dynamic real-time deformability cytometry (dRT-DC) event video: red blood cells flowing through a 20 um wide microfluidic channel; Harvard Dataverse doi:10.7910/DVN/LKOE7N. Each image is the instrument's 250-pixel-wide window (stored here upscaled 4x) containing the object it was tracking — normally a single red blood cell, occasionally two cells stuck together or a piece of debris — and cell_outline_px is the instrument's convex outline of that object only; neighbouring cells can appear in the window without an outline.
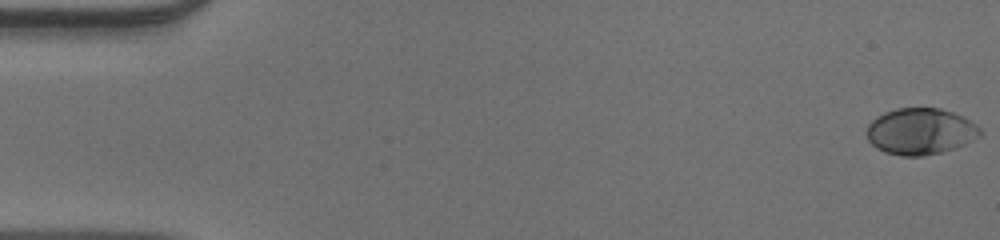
{"species": "human", "species_latin": "Homo sapiens", "temperature_condition": "warm", "stored_images_in_passage": 50, "camera_frame_rate_fps": 3000, "um_per_image_px": 0.085, "donor": {"sex": "male"}, "frame": {"image": 1, "passage_image": 1, "time_ms": 0.0, "image_size_px": [1000, 240], "cell_outline_px": [[984, 132], [964, 144], [956, 148], [924, 156], [900, 156], [884, 152], [876, 148], [868, 140], [868, 124], [876, 116], [884, 112], [896, 108], [940, 108], [964, 116], [976, 124]], "centroid_in_image_um": [78.23, 11.16], "position_along_channel_um": 6.8, "area_um2": 30.75}}
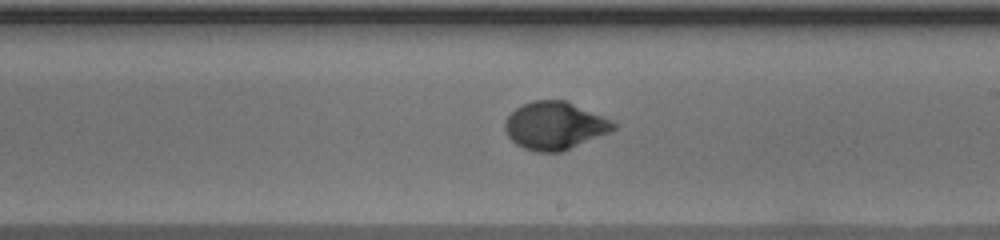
{"frame": {"image": 2, "passage_image": 29, "time_ms": 9.333, "image_size_px": [1000, 240], "cell_outline_px": [[616, 128], [608, 132], [560, 152], [536, 152], [524, 148], [516, 144], [508, 136], [504, 128], [504, 120], [516, 108], [532, 100], [564, 100], [600, 116], [616, 124]], "centroid_in_image_um": [47.07, 10.69], "position_along_channel_um": 241.9, "area_um2": 29.48}}
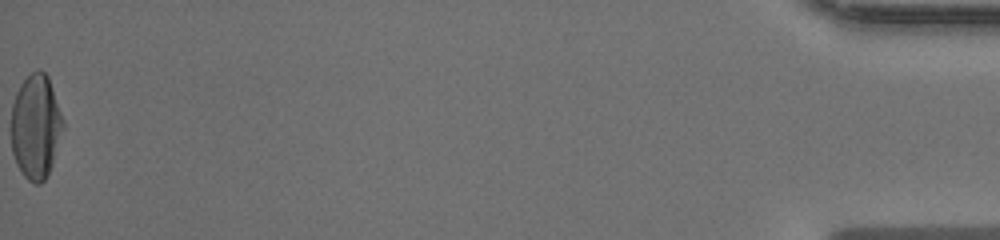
{"frame": {"image": 3, "passage_image": 50, "time_ms": 16.333, "image_size_px": [1000, 240], "cell_outline_px": [[64, 128], [52, 164], [44, 180], [40, 184], [36, 184], [28, 180], [24, 176], [16, 164], [12, 152], [12, 104], [16, 92], [20, 84], [36, 68], [40, 68], [48, 76], [64, 120]], "centroid_in_image_um": [3.05, 10.74], "position_along_channel_um": 432.2, "area_um2": 31.62}}